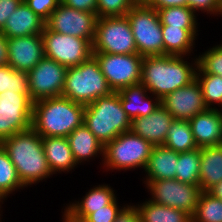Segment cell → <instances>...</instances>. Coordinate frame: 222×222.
I'll return each instance as SVG.
<instances>
[{
  "instance_id": "6da1fadb",
  "label": "cell",
  "mask_w": 222,
  "mask_h": 222,
  "mask_svg": "<svg viewBox=\"0 0 222 222\" xmlns=\"http://www.w3.org/2000/svg\"><path fill=\"white\" fill-rule=\"evenodd\" d=\"M85 106L60 97L33 102L32 128L42 137H68L84 124Z\"/></svg>"
},
{
  "instance_id": "7a4b0ae2",
  "label": "cell",
  "mask_w": 222,
  "mask_h": 222,
  "mask_svg": "<svg viewBox=\"0 0 222 222\" xmlns=\"http://www.w3.org/2000/svg\"><path fill=\"white\" fill-rule=\"evenodd\" d=\"M0 145L10 157L25 187L52 175L45 157L42 138L32 127L8 137Z\"/></svg>"
},
{
  "instance_id": "3957f363",
  "label": "cell",
  "mask_w": 222,
  "mask_h": 222,
  "mask_svg": "<svg viewBox=\"0 0 222 222\" xmlns=\"http://www.w3.org/2000/svg\"><path fill=\"white\" fill-rule=\"evenodd\" d=\"M184 56H144L142 61L141 84L162 99L169 93L189 85L196 79L197 68H192Z\"/></svg>"
},
{
  "instance_id": "277c9868",
  "label": "cell",
  "mask_w": 222,
  "mask_h": 222,
  "mask_svg": "<svg viewBox=\"0 0 222 222\" xmlns=\"http://www.w3.org/2000/svg\"><path fill=\"white\" fill-rule=\"evenodd\" d=\"M84 125L103 144L130 131L131 120L123 110L118 92H112L85 106Z\"/></svg>"
},
{
  "instance_id": "5b68a950",
  "label": "cell",
  "mask_w": 222,
  "mask_h": 222,
  "mask_svg": "<svg viewBox=\"0 0 222 222\" xmlns=\"http://www.w3.org/2000/svg\"><path fill=\"white\" fill-rule=\"evenodd\" d=\"M96 58L67 68L62 96L84 106L112 93Z\"/></svg>"
},
{
  "instance_id": "8992f818",
  "label": "cell",
  "mask_w": 222,
  "mask_h": 222,
  "mask_svg": "<svg viewBox=\"0 0 222 222\" xmlns=\"http://www.w3.org/2000/svg\"><path fill=\"white\" fill-rule=\"evenodd\" d=\"M139 55H164L162 25L157 10L139 0L126 14Z\"/></svg>"
},
{
  "instance_id": "52a82bcc",
  "label": "cell",
  "mask_w": 222,
  "mask_h": 222,
  "mask_svg": "<svg viewBox=\"0 0 222 222\" xmlns=\"http://www.w3.org/2000/svg\"><path fill=\"white\" fill-rule=\"evenodd\" d=\"M153 145L131 131L119 134L104 145V164L111 169H131L146 166Z\"/></svg>"
},
{
  "instance_id": "ba28073f",
  "label": "cell",
  "mask_w": 222,
  "mask_h": 222,
  "mask_svg": "<svg viewBox=\"0 0 222 222\" xmlns=\"http://www.w3.org/2000/svg\"><path fill=\"white\" fill-rule=\"evenodd\" d=\"M92 48L93 53H138L127 16L98 18Z\"/></svg>"
},
{
  "instance_id": "9c48e42d",
  "label": "cell",
  "mask_w": 222,
  "mask_h": 222,
  "mask_svg": "<svg viewBox=\"0 0 222 222\" xmlns=\"http://www.w3.org/2000/svg\"><path fill=\"white\" fill-rule=\"evenodd\" d=\"M113 92L141 82L143 56L134 54L93 53Z\"/></svg>"
},
{
  "instance_id": "30bf717a",
  "label": "cell",
  "mask_w": 222,
  "mask_h": 222,
  "mask_svg": "<svg viewBox=\"0 0 222 222\" xmlns=\"http://www.w3.org/2000/svg\"><path fill=\"white\" fill-rule=\"evenodd\" d=\"M44 54L65 67H75L93 55L92 44L79 37L60 34L46 26L42 32Z\"/></svg>"
},
{
  "instance_id": "8fae6325",
  "label": "cell",
  "mask_w": 222,
  "mask_h": 222,
  "mask_svg": "<svg viewBox=\"0 0 222 222\" xmlns=\"http://www.w3.org/2000/svg\"><path fill=\"white\" fill-rule=\"evenodd\" d=\"M33 101L30 93H0V143L32 126Z\"/></svg>"
},
{
  "instance_id": "7c38bea8",
  "label": "cell",
  "mask_w": 222,
  "mask_h": 222,
  "mask_svg": "<svg viewBox=\"0 0 222 222\" xmlns=\"http://www.w3.org/2000/svg\"><path fill=\"white\" fill-rule=\"evenodd\" d=\"M147 185L153 194V200L150 201L194 215L202 192L200 186L182 183L177 179L149 181Z\"/></svg>"
},
{
  "instance_id": "4fadbf2b",
  "label": "cell",
  "mask_w": 222,
  "mask_h": 222,
  "mask_svg": "<svg viewBox=\"0 0 222 222\" xmlns=\"http://www.w3.org/2000/svg\"><path fill=\"white\" fill-rule=\"evenodd\" d=\"M66 72L67 67L45 56L27 73L30 99L62 96Z\"/></svg>"
},
{
  "instance_id": "5bb4252c",
  "label": "cell",
  "mask_w": 222,
  "mask_h": 222,
  "mask_svg": "<svg viewBox=\"0 0 222 222\" xmlns=\"http://www.w3.org/2000/svg\"><path fill=\"white\" fill-rule=\"evenodd\" d=\"M97 20L96 13L79 11L60 3L45 22V26L60 34L86 39L92 44Z\"/></svg>"
},
{
  "instance_id": "9a60e30c",
  "label": "cell",
  "mask_w": 222,
  "mask_h": 222,
  "mask_svg": "<svg viewBox=\"0 0 222 222\" xmlns=\"http://www.w3.org/2000/svg\"><path fill=\"white\" fill-rule=\"evenodd\" d=\"M163 106L176 120L189 121L200 112L208 109L200 83L195 79L161 99Z\"/></svg>"
},
{
  "instance_id": "2e32d148",
  "label": "cell",
  "mask_w": 222,
  "mask_h": 222,
  "mask_svg": "<svg viewBox=\"0 0 222 222\" xmlns=\"http://www.w3.org/2000/svg\"><path fill=\"white\" fill-rule=\"evenodd\" d=\"M8 63L16 71L29 72L44 57L41 34L7 38Z\"/></svg>"
},
{
  "instance_id": "e0dca14e",
  "label": "cell",
  "mask_w": 222,
  "mask_h": 222,
  "mask_svg": "<svg viewBox=\"0 0 222 222\" xmlns=\"http://www.w3.org/2000/svg\"><path fill=\"white\" fill-rule=\"evenodd\" d=\"M173 120L170 113L160 105L149 116L132 119L130 131L153 146L163 145Z\"/></svg>"
},
{
  "instance_id": "ac0fdd59",
  "label": "cell",
  "mask_w": 222,
  "mask_h": 222,
  "mask_svg": "<svg viewBox=\"0 0 222 222\" xmlns=\"http://www.w3.org/2000/svg\"><path fill=\"white\" fill-rule=\"evenodd\" d=\"M198 148L222 145V113L208 108L189 120Z\"/></svg>"
},
{
  "instance_id": "d6986e66",
  "label": "cell",
  "mask_w": 222,
  "mask_h": 222,
  "mask_svg": "<svg viewBox=\"0 0 222 222\" xmlns=\"http://www.w3.org/2000/svg\"><path fill=\"white\" fill-rule=\"evenodd\" d=\"M44 27L45 22L22 1L1 32L6 38L25 37L42 34Z\"/></svg>"
},
{
  "instance_id": "ffe728a7",
  "label": "cell",
  "mask_w": 222,
  "mask_h": 222,
  "mask_svg": "<svg viewBox=\"0 0 222 222\" xmlns=\"http://www.w3.org/2000/svg\"><path fill=\"white\" fill-rule=\"evenodd\" d=\"M147 89L141 84L127 86L118 91L123 110L130 120L136 117H147L161 105V99L156 97L154 103L145 94ZM147 99V101H146Z\"/></svg>"
},
{
  "instance_id": "44dd1931",
  "label": "cell",
  "mask_w": 222,
  "mask_h": 222,
  "mask_svg": "<svg viewBox=\"0 0 222 222\" xmlns=\"http://www.w3.org/2000/svg\"><path fill=\"white\" fill-rule=\"evenodd\" d=\"M178 154L163 145L154 146L145 169L149 177L146 183L162 179H175Z\"/></svg>"
},
{
  "instance_id": "7402d4cb",
  "label": "cell",
  "mask_w": 222,
  "mask_h": 222,
  "mask_svg": "<svg viewBox=\"0 0 222 222\" xmlns=\"http://www.w3.org/2000/svg\"><path fill=\"white\" fill-rule=\"evenodd\" d=\"M45 157L52 173L68 171L76 166L73 153L66 137H42Z\"/></svg>"
},
{
  "instance_id": "603a6c76",
  "label": "cell",
  "mask_w": 222,
  "mask_h": 222,
  "mask_svg": "<svg viewBox=\"0 0 222 222\" xmlns=\"http://www.w3.org/2000/svg\"><path fill=\"white\" fill-rule=\"evenodd\" d=\"M200 156L199 186L209 191L222 181V145L200 148Z\"/></svg>"
},
{
  "instance_id": "cb8c5ba5",
  "label": "cell",
  "mask_w": 222,
  "mask_h": 222,
  "mask_svg": "<svg viewBox=\"0 0 222 222\" xmlns=\"http://www.w3.org/2000/svg\"><path fill=\"white\" fill-rule=\"evenodd\" d=\"M68 141L76 163L87 160L99 152H104V145L83 124L68 135Z\"/></svg>"
},
{
  "instance_id": "d4e9b609",
  "label": "cell",
  "mask_w": 222,
  "mask_h": 222,
  "mask_svg": "<svg viewBox=\"0 0 222 222\" xmlns=\"http://www.w3.org/2000/svg\"><path fill=\"white\" fill-rule=\"evenodd\" d=\"M196 31V29H183L181 27L162 25L164 55H186L192 50Z\"/></svg>"
},
{
  "instance_id": "484cf974",
  "label": "cell",
  "mask_w": 222,
  "mask_h": 222,
  "mask_svg": "<svg viewBox=\"0 0 222 222\" xmlns=\"http://www.w3.org/2000/svg\"><path fill=\"white\" fill-rule=\"evenodd\" d=\"M115 199V194L108 185H99L91 189L80 203L70 204L67 209L74 215L85 219L95 210L106 209V205L111 204Z\"/></svg>"
},
{
  "instance_id": "4316f807",
  "label": "cell",
  "mask_w": 222,
  "mask_h": 222,
  "mask_svg": "<svg viewBox=\"0 0 222 222\" xmlns=\"http://www.w3.org/2000/svg\"><path fill=\"white\" fill-rule=\"evenodd\" d=\"M140 222H192V216L173 207L147 201L136 206Z\"/></svg>"
},
{
  "instance_id": "83f0119b",
  "label": "cell",
  "mask_w": 222,
  "mask_h": 222,
  "mask_svg": "<svg viewBox=\"0 0 222 222\" xmlns=\"http://www.w3.org/2000/svg\"><path fill=\"white\" fill-rule=\"evenodd\" d=\"M163 146L178 153L197 149L190 122L174 119Z\"/></svg>"
},
{
  "instance_id": "f1b7e54d",
  "label": "cell",
  "mask_w": 222,
  "mask_h": 222,
  "mask_svg": "<svg viewBox=\"0 0 222 222\" xmlns=\"http://www.w3.org/2000/svg\"><path fill=\"white\" fill-rule=\"evenodd\" d=\"M201 166L200 148L178 154L175 179L182 183L199 186Z\"/></svg>"
},
{
  "instance_id": "f546056e",
  "label": "cell",
  "mask_w": 222,
  "mask_h": 222,
  "mask_svg": "<svg viewBox=\"0 0 222 222\" xmlns=\"http://www.w3.org/2000/svg\"><path fill=\"white\" fill-rule=\"evenodd\" d=\"M192 222H222V200L208 191H202Z\"/></svg>"
},
{
  "instance_id": "4dcf8cb0",
  "label": "cell",
  "mask_w": 222,
  "mask_h": 222,
  "mask_svg": "<svg viewBox=\"0 0 222 222\" xmlns=\"http://www.w3.org/2000/svg\"><path fill=\"white\" fill-rule=\"evenodd\" d=\"M161 25L197 29L195 12L188 6L167 7L157 10Z\"/></svg>"
},
{
  "instance_id": "1f68e13d",
  "label": "cell",
  "mask_w": 222,
  "mask_h": 222,
  "mask_svg": "<svg viewBox=\"0 0 222 222\" xmlns=\"http://www.w3.org/2000/svg\"><path fill=\"white\" fill-rule=\"evenodd\" d=\"M19 187H24L7 152L0 145V200Z\"/></svg>"
},
{
  "instance_id": "d6a6232c",
  "label": "cell",
  "mask_w": 222,
  "mask_h": 222,
  "mask_svg": "<svg viewBox=\"0 0 222 222\" xmlns=\"http://www.w3.org/2000/svg\"><path fill=\"white\" fill-rule=\"evenodd\" d=\"M8 90L29 93L27 72L16 71L7 64L0 66V93Z\"/></svg>"
},
{
  "instance_id": "836d02e7",
  "label": "cell",
  "mask_w": 222,
  "mask_h": 222,
  "mask_svg": "<svg viewBox=\"0 0 222 222\" xmlns=\"http://www.w3.org/2000/svg\"><path fill=\"white\" fill-rule=\"evenodd\" d=\"M202 75V78L199 77ZM197 73L196 79L200 83L205 103L208 108H212L211 103L222 105V77L208 73Z\"/></svg>"
},
{
  "instance_id": "e575fe53",
  "label": "cell",
  "mask_w": 222,
  "mask_h": 222,
  "mask_svg": "<svg viewBox=\"0 0 222 222\" xmlns=\"http://www.w3.org/2000/svg\"><path fill=\"white\" fill-rule=\"evenodd\" d=\"M201 56L195 61L197 71L222 77V45L211 48Z\"/></svg>"
},
{
  "instance_id": "d590c367",
  "label": "cell",
  "mask_w": 222,
  "mask_h": 222,
  "mask_svg": "<svg viewBox=\"0 0 222 222\" xmlns=\"http://www.w3.org/2000/svg\"><path fill=\"white\" fill-rule=\"evenodd\" d=\"M139 0H97V17L126 16Z\"/></svg>"
},
{
  "instance_id": "8d00e7d4",
  "label": "cell",
  "mask_w": 222,
  "mask_h": 222,
  "mask_svg": "<svg viewBox=\"0 0 222 222\" xmlns=\"http://www.w3.org/2000/svg\"><path fill=\"white\" fill-rule=\"evenodd\" d=\"M25 4L44 22L61 3V0H25Z\"/></svg>"
},
{
  "instance_id": "74e56055",
  "label": "cell",
  "mask_w": 222,
  "mask_h": 222,
  "mask_svg": "<svg viewBox=\"0 0 222 222\" xmlns=\"http://www.w3.org/2000/svg\"><path fill=\"white\" fill-rule=\"evenodd\" d=\"M116 199L109 205H106V209L95 210L89 214L85 219L88 222H114L118 213L121 211L116 204Z\"/></svg>"
},
{
  "instance_id": "f35d334b",
  "label": "cell",
  "mask_w": 222,
  "mask_h": 222,
  "mask_svg": "<svg viewBox=\"0 0 222 222\" xmlns=\"http://www.w3.org/2000/svg\"><path fill=\"white\" fill-rule=\"evenodd\" d=\"M187 6L194 12L201 9L208 13L222 14V0H187Z\"/></svg>"
},
{
  "instance_id": "ab89813d",
  "label": "cell",
  "mask_w": 222,
  "mask_h": 222,
  "mask_svg": "<svg viewBox=\"0 0 222 222\" xmlns=\"http://www.w3.org/2000/svg\"><path fill=\"white\" fill-rule=\"evenodd\" d=\"M21 3L22 0H0V31Z\"/></svg>"
},
{
  "instance_id": "60d3db41",
  "label": "cell",
  "mask_w": 222,
  "mask_h": 222,
  "mask_svg": "<svg viewBox=\"0 0 222 222\" xmlns=\"http://www.w3.org/2000/svg\"><path fill=\"white\" fill-rule=\"evenodd\" d=\"M61 3L79 11L92 13H96L97 11V0H61Z\"/></svg>"
},
{
  "instance_id": "b9f144b4",
  "label": "cell",
  "mask_w": 222,
  "mask_h": 222,
  "mask_svg": "<svg viewBox=\"0 0 222 222\" xmlns=\"http://www.w3.org/2000/svg\"><path fill=\"white\" fill-rule=\"evenodd\" d=\"M114 222H140L136 207L128 205L121 209Z\"/></svg>"
},
{
  "instance_id": "7bdbcfd3",
  "label": "cell",
  "mask_w": 222,
  "mask_h": 222,
  "mask_svg": "<svg viewBox=\"0 0 222 222\" xmlns=\"http://www.w3.org/2000/svg\"><path fill=\"white\" fill-rule=\"evenodd\" d=\"M149 7L159 10L167 7L187 6V0H143Z\"/></svg>"
},
{
  "instance_id": "ee69618b",
  "label": "cell",
  "mask_w": 222,
  "mask_h": 222,
  "mask_svg": "<svg viewBox=\"0 0 222 222\" xmlns=\"http://www.w3.org/2000/svg\"><path fill=\"white\" fill-rule=\"evenodd\" d=\"M8 63L7 38L0 31V66Z\"/></svg>"
},
{
  "instance_id": "f6af8a7d",
  "label": "cell",
  "mask_w": 222,
  "mask_h": 222,
  "mask_svg": "<svg viewBox=\"0 0 222 222\" xmlns=\"http://www.w3.org/2000/svg\"><path fill=\"white\" fill-rule=\"evenodd\" d=\"M64 216V222H88L86 219L74 215L68 209L66 210Z\"/></svg>"
},
{
  "instance_id": "bcb514c9",
  "label": "cell",
  "mask_w": 222,
  "mask_h": 222,
  "mask_svg": "<svg viewBox=\"0 0 222 222\" xmlns=\"http://www.w3.org/2000/svg\"><path fill=\"white\" fill-rule=\"evenodd\" d=\"M208 192L214 197H217L222 200V181L213 186Z\"/></svg>"
}]
</instances>
